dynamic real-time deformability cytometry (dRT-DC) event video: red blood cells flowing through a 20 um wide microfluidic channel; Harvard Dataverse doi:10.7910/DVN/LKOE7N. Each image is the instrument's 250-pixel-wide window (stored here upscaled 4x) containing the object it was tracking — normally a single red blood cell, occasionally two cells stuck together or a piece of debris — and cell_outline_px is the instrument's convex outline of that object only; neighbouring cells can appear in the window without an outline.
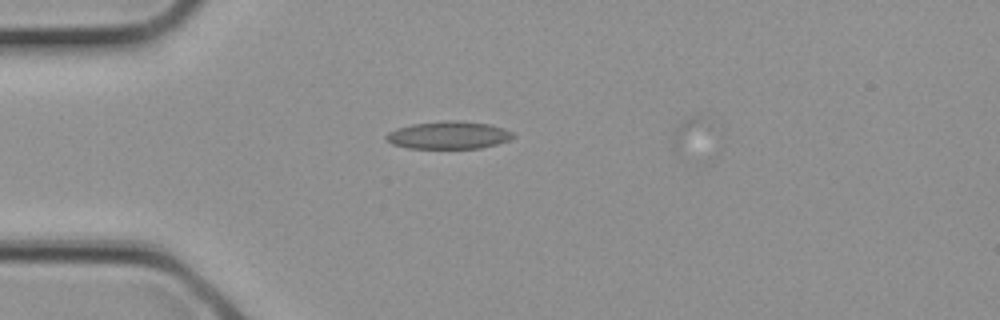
{"species": "common noctule bat (a hibernating species)", "species_latin": "Nyctalus noctula", "temperature_condition": "cold", "stored_images_in_passage": 4, "camera_frame_rate_fps": 3000, "um_per_image_px": 0.085, "animal": {"sex": "female", "body_mass_g": 21.9}, "frame": {"image": 1, "passage_image": 3, "time_ms": 0.667, "image_size_px": [1000, 320], "cell_outline_px": [[516, 136], [508, 140], [496, 144], [480, 148], [408, 148], [392, 144], [384, 140], [384, 136], [388, 132], [396, 128], [412, 124], [448, 120], [456, 120], [488, 124], [504, 128], [512, 132]], "centroid_in_image_um": [38.09, 11.49], "position_along_channel_um": 46.9, "area_um2": 20.46}}